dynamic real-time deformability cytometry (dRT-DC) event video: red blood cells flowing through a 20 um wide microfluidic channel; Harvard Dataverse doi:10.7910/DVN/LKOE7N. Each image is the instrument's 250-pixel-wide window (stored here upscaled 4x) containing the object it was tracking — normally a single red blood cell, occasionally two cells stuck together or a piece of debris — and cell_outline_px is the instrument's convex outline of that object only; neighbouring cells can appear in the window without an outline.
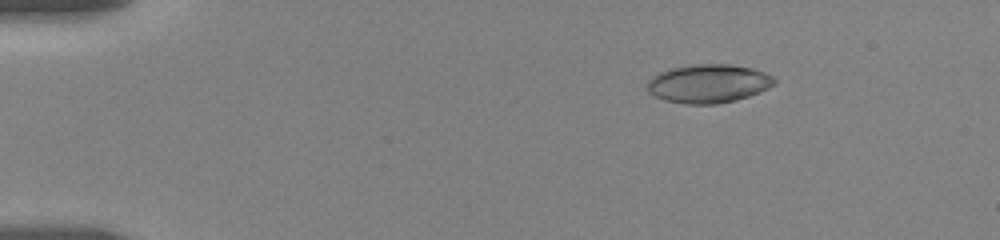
{"species": "human", "species_latin": "Homo sapiens", "temperature_condition": "room temperature", "stored_images_in_passage": 71, "camera_frame_rate_fps": 3000, "um_per_image_px": 0.085, "donor": {"sex": "female"}, "frame": {"image": 1, "passage_image": 1, "time_ms": 0.0, "image_size_px": [1000, 240], "cell_outline_px": [[776, 84], [760, 92], [736, 100], [716, 104], [688, 104], [664, 100], [648, 92], [648, 80], [652, 76], [660, 72], [672, 68], [696, 64], [728, 64], [752, 68], [764, 72], [772, 76], [776, 80]], "centroid_in_image_um": [60.23, 7.11], "position_along_channel_um": 24.8, "area_um2": 28.5}}
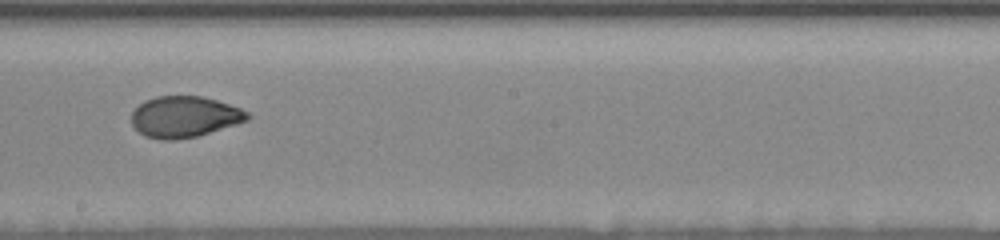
{"frame": {"image": 2, "passage_image": 35, "time_ms": 8.0, "image_size_px": [1000, 240], "cell_outline_px": [[252, 116], [248, 120], [236, 124], [196, 136], [176, 140], [160, 140], [144, 136], [132, 124], [132, 112], [144, 100], [156, 96], [200, 96], [216, 100], [240, 108], [248, 112]], "centroid_in_image_um": [15.67, 9.93], "position_along_channel_um": 232.5, "area_um2": 27.69}}
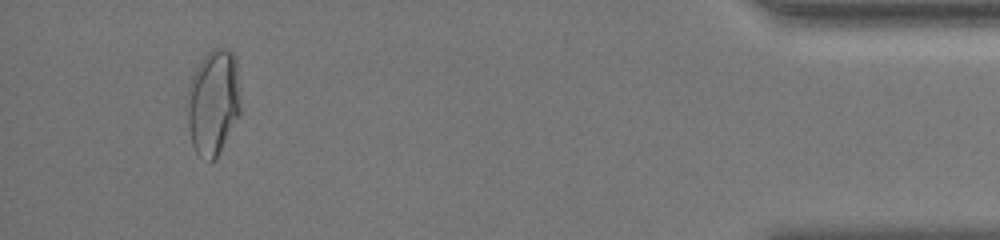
{"frame": {"image": 3, "passage_image": 63, "time_ms": 14.667, "image_size_px": [1000, 240], "cell_outline_px": [[240, 112], [216, 156], [208, 164], [196, 152], [192, 144], [188, 124], [188, 84], [200, 60], [212, 48], [228, 48], [236, 56], [240, 100]], "centroid_in_image_um": [18.12, 8.64], "position_along_channel_um": 417.1, "area_um2": 32.6}, "authors_computed_cell_mechanics": {"area_um2": 28.3798, "velocity_mm_per_s": 3.655, "shape_relaxation_time_tau1_ms": 6.3187, "shape_relaxation_time_tau2_ms": 1.1906, "deformation_change_tau1": 0.1883, "deformation_change_tau2": 0.0525}}